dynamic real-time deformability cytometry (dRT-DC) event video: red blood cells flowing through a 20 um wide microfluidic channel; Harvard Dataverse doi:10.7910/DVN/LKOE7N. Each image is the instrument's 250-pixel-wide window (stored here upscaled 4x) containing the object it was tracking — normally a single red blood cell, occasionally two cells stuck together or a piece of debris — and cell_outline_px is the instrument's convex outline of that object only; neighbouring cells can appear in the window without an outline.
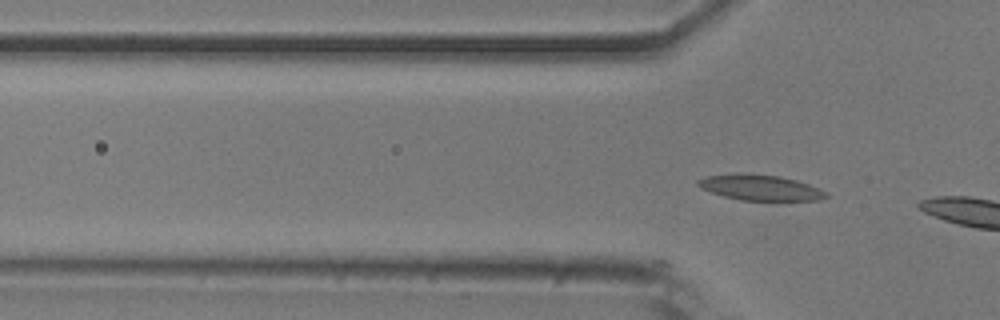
{"species": "common noctule bat (a hibernating species)", "species_latin": "Nyctalus noctula", "temperature_condition": "room temperature", "stored_images_in_passage": 2, "camera_frame_rate_fps": 3000, "um_per_image_px": 0.085, "animal": {"sex": "male", "body_mass_g": 20.5, "forearm_length_mm": 52.5}, "frame": {"image": 1, "passage_image": 2, "time_ms": 0.333, "image_size_px": [1000, 320], "cell_outline_px": [[828, 196], [820, 200], [740, 200], [724, 196], [700, 188], [696, 184], [696, 180], [708, 176], [780, 176], [796, 180], [808, 184], [828, 192]], "centroid_in_image_um": [64.69, 15.99], "position_along_channel_um": 61.1, "area_um2": 18.09}}